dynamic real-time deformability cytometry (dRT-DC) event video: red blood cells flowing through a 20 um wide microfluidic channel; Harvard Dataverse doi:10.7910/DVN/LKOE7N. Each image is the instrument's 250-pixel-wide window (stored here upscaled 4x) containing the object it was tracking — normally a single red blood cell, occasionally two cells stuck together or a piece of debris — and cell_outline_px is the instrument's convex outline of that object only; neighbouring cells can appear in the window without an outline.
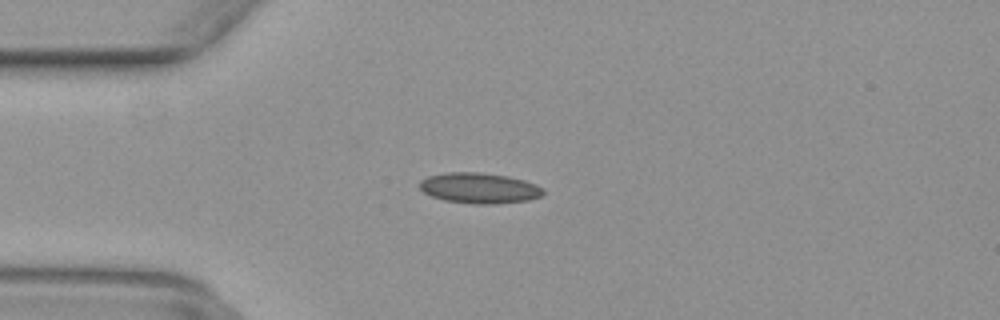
{"species": "common noctule bat (a hibernating species)", "species_latin": "Nyctalus noctula", "temperature_condition": "warm", "stored_images_in_passage": 38, "camera_frame_rate_fps": 3000, "um_per_image_px": 0.085, "animal": {"sex": "female", "body_mass_g": 29.2, "forearm_length_mm": 56.3}, "frame": {"image": 1, "passage_image": 1, "time_ms": 0.0, "image_size_px": [1000, 320], "cell_outline_px": [[544, 192], [540, 196], [528, 200], [496, 204], [472, 204], [444, 200], [432, 196], [424, 192], [420, 188], [420, 180], [428, 176], [448, 172], [480, 172], [508, 176], [524, 180], [536, 184], [544, 188]], "centroid_in_image_um": [40.75, 15.98], "position_along_channel_um": 44.2, "area_um2": 22.08}}
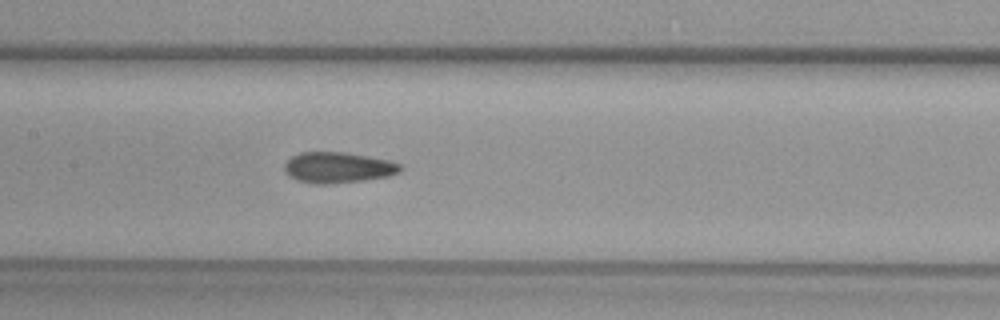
{"frame": {"image": 2, "passage_image": 12, "time_ms": 3.667, "image_size_px": [1000, 320], "cell_outline_px": [[404, 168], [400, 172], [388, 176], [364, 180], [332, 184], [312, 184], [296, 180], [288, 176], [284, 172], [284, 164], [292, 156], [300, 152], [348, 152], [388, 160], [400, 164]], "centroid_in_image_um": [28.71, 14.24], "position_along_channel_um": 178.7, "area_um2": 21.1}}
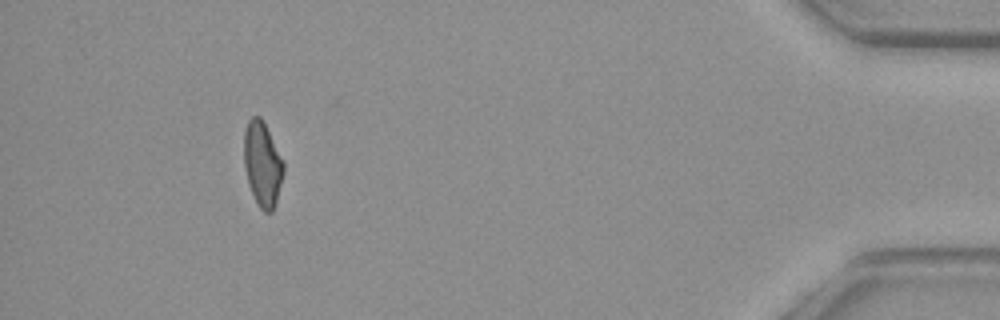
{"frame": {"image": 3, "passage_image": 34, "time_ms": 11.0, "image_size_px": [1000, 320], "cell_outline_px": [[284, 172], [276, 204], [272, 212], [264, 212], [260, 208], [248, 184], [244, 168], [244, 132], [248, 120], [252, 116], [260, 116], [284, 160]], "centroid_in_image_um": [22.31, 13.95], "position_along_channel_um": 412.9, "area_um2": 19.59}}